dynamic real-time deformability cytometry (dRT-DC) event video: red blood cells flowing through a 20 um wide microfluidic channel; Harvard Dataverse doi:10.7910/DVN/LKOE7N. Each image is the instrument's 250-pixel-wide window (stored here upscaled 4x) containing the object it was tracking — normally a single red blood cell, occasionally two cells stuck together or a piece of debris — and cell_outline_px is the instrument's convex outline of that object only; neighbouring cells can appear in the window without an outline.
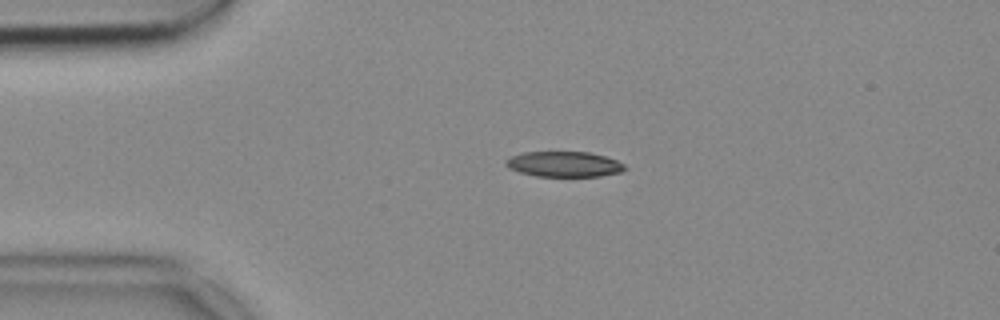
{"species": "common noctule bat (a hibernating species)", "species_latin": "Nyctalus noctula", "temperature_condition": "cold", "stored_images_in_passage": 42, "camera_frame_rate_fps": 3000, "um_per_image_px": 0.085, "animal": {"sex": "female", "body_mass_g": 18.4}, "frame": {"image": 1, "passage_image": 1, "time_ms": 0.0, "image_size_px": [1000, 320], "cell_outline_px": [[628, 168], [620, 172], [600, 176], [536, 176], [520, 172], [508, 168], [504, 164], [504, 160], [512, 156], [524, 152], [588, 152], [604, 156], [616, 160], [624, 164]], "centroid_in_image_um": [47.93, 13.95], "position_along_channel_um": 37.1, "area_um2": 17.57}}
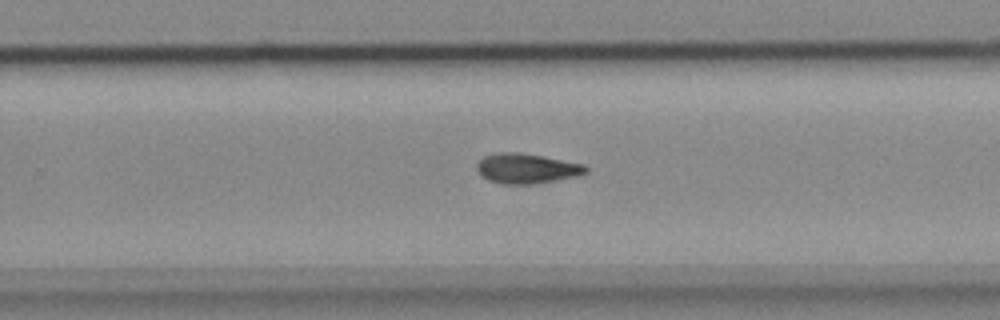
{"frame": {"image": 2, "passage_image": 23, "time_ms": 7.333, "image_size_px": [1000, 320], "cell_outline_px": [[588, 172], [580, 176], [532, 184], [500, 184], [488, 180], [480, 176], [476, 168], [476, 164], [484, 156], [496, 152], [520, 152], [544, 156], [584, 164], [588, 168]], "centroid_in_image_um": [44.76, 14.32], "position_along_channel_um": 285.0, "area_um2": 19.36}}
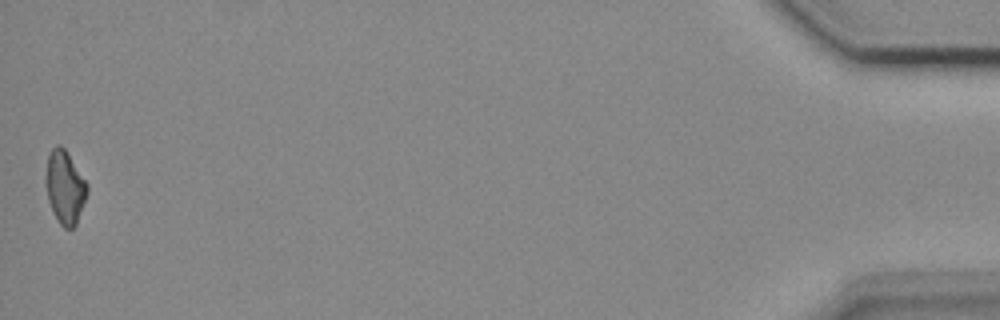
{"frame": {"image": 3, "passage_image": 42, "time_ms": 13.667, "image_size_px": [1000, 320], "cell_outline_px": [[88, 192], [76, 224], [72, 228], [64, 228], [60, 224], [52, 212], [48, 200], [44, 184], [44, 180], [48, 156], [52, 148], [56, 144], [60, 144], [64, 148], [88, 184]], "centroid_in_image_um": [5.49, 15.91], "position_along_channel_um": 429.7, "area_um2": 17.74}}